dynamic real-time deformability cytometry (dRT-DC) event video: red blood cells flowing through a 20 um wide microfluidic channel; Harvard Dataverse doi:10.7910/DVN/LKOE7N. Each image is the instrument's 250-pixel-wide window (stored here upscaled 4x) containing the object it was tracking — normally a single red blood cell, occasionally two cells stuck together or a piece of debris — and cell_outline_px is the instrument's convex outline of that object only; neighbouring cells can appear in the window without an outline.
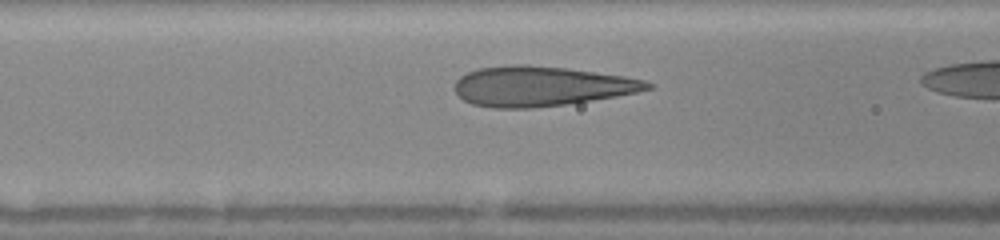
{"species": "human", "species_latin": "Homo sapiens", "temperature_condition": "warm", "stored_images_in_passage": 6, "camera_frame_rate_fps": 3000, "um_per_image_px": 0.085, "donor": {"sex": "female"}, "frame": {"image": 1, "passage_image": 5, "time_ms": 1.333, "image_size_px": [1000, 240], "cell_outline_px": [[652, 88], [636, 92], [616, 96], [592, 100], [564, 104], [532, 108], [492, 108], [472, 104], [464, 100], [456, 92], [456, 80], [460, 76], [468, 72], [480, 68], [516, 64], [528, 64], [568, 68], [624, 76], [644, 80], [652, 84]], "centroid_in_image_um": [45.98, 7.32], "position_along_channel_um": 120.6, "area_um2": 44.56}}